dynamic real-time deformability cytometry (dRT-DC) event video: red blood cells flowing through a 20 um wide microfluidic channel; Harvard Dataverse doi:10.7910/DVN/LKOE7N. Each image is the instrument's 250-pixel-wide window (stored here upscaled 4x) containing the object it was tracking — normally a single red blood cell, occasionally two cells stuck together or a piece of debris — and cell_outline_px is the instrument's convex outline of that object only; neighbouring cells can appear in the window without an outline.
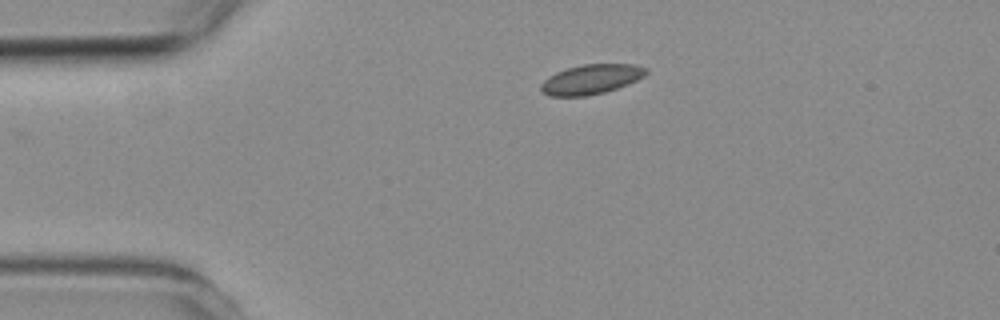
{"species": "common noctule bat (a hibernating species)", "species_latin": "Nyctalus noctula", "temperature_condition": "room temperature", "stored_images_in_passage": 2, "camera_frame_rate_fps": 3000, "um_per_image_px": 0.085, "animal": {"sex": "female", "body_mass_g": 19.3, "forearm_length_mm": 54.1}, "frame": {"image": 1, "passage_image": 1, "time_ms": 0.0, "image_size_px": [1000, 320], "cell_outline_px": [[648, 72], [644, 76], [628, 84], [604, 92], [584, 96], [548, 96], [540, 88], [540, 84], [548, 76], [556, 72], [580, 64], [636, 64], [648, 68]], "centroid_in_image_um": [50.25, 6.73], "position_along_channel_um": 34.7, "area_um2": 18.21}}